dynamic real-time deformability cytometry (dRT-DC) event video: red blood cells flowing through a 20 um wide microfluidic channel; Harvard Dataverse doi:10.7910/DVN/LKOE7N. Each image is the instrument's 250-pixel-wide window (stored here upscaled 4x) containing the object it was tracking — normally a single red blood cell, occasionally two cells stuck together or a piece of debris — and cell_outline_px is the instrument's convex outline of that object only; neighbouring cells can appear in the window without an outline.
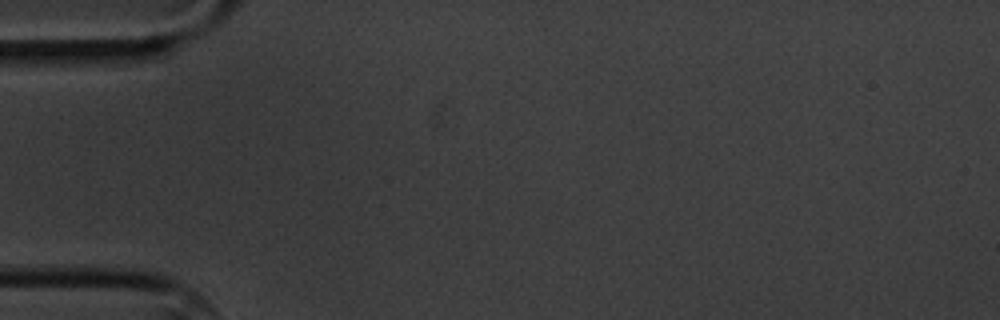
{"species": "common noctule bat (a hibernating species)", "species_latin": "Nyctalus noctula", "temperature_condition": "cold", "stored_images_in_passage": 1, "camera_frame_rate_fps": 3000, "um_per_image_px": 0.085, "animal": {"sex": "male", "body_mass_g": 20.1, "forearm_length_mm": 53.5}, "frame": {"image": 1, "passage_image": 1, "time_ms": 0.0, "image_size_px": [1000, 320], "cell_outline_px": [[124, 52], [104, 68], [92, 72], [16, 72], [16, 52]], "centroid_in_image_um": [5.42, 5.23], "position_along_channel_um": 79.6, "area_um2": 13.7}}